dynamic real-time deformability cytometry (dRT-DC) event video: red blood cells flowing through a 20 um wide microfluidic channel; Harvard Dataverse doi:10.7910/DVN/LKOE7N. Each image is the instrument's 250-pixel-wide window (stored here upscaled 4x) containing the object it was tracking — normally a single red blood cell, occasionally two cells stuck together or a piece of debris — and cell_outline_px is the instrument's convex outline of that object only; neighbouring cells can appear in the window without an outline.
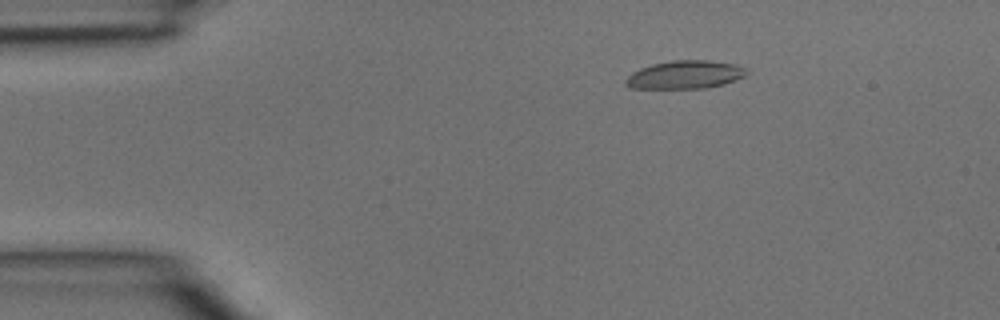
{"species": "common noctule bat (a hibernating species)", "species_latin": "Nyctalus noctula", "temperature_condition": "room temperature", "stored_images_in_passage": 3, "camera_frame_rate_fps": 3000, "um_per_image_px": 0.085, "animal": {"sex": "male", "body_mass_g": 15.6}, "frame": {"image": 1, "passage_image": 2, "time_ms": 0.333, "image_size_px": [1000, 320], "cell_outline_px": [[748, 72], [744, 76], [736, 80], [724, 84], [708, 88], [628, 88], [624, 84], [624, 80], [632, 72], [640, 68], [652, 64], [672, 60], [708, 60], [736, 64], [744, 68]], "centroid_in_image_um": [58.21, 6.35], "position_along_channel_um": 26.8, "area_um2": 19.94}}